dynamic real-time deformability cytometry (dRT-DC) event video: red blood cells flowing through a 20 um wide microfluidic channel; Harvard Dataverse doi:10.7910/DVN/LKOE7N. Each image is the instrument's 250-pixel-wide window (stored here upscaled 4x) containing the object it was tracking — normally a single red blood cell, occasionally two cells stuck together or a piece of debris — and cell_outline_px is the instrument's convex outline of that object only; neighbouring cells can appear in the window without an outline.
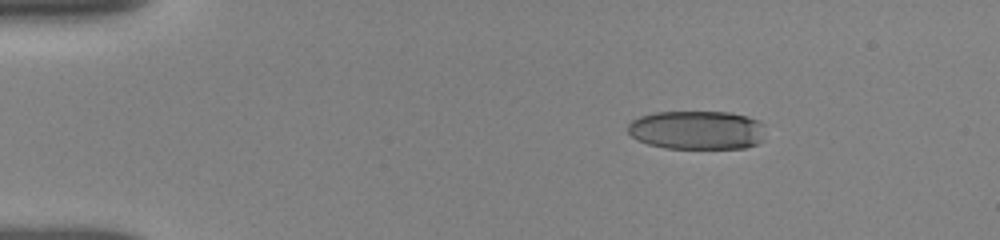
{"species": "human", "species_latin": "Homo sapiens", "temperature_condition": "room temperature", "stored_images_in_passage": 7, "camera_frame_rate_fps": 3000, "um_per_image_px": 0.085, "donor": {"sex": "female"}, "frame": {"image": 1, "passage_image": 1, "time_ms": 0.0, "image_size_px": [1000, 240], "cell_outline_px": [[764, 124], [760, 140], [756, 144], [744, 148], [664, 148], [648, 144], [636, 140], [628, 132], [628, 124], [632, 120], [640, 116], [656, 112], [728, 112], [748, 116], [760, 120]], "centroid_in_image_um": [59.22, 11.05], "position_along_channel_um": 25.8, "area_um2": 31.15}}
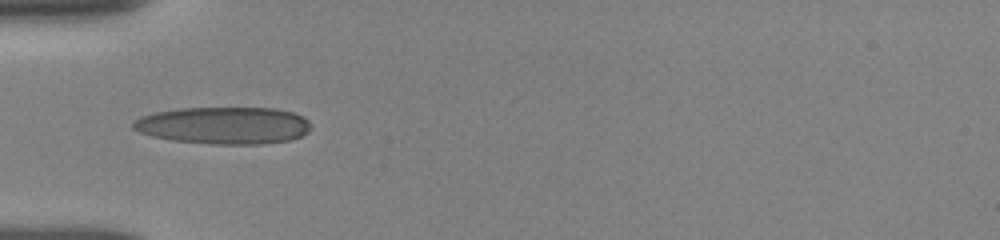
{"frame": {"image": 2, "passage_image": 6, "time_ms": 3.0, "image_size_px": [1000, 240], "cell_outline_px": [[312, 128], [308, 132], [292, 140], [264, 144], [212, 144], [172, 140], [152, 136], [140, 132], [132, 128], [132, 120], [140, 116], [152, 112], [180, 108], [276, 108], [292, 112], [304, 116], [308, 120]], "centroid_in_image_um": [19.02, 10.66], "position_along_channel_um": 66.0, "area_um2": 38.96}}